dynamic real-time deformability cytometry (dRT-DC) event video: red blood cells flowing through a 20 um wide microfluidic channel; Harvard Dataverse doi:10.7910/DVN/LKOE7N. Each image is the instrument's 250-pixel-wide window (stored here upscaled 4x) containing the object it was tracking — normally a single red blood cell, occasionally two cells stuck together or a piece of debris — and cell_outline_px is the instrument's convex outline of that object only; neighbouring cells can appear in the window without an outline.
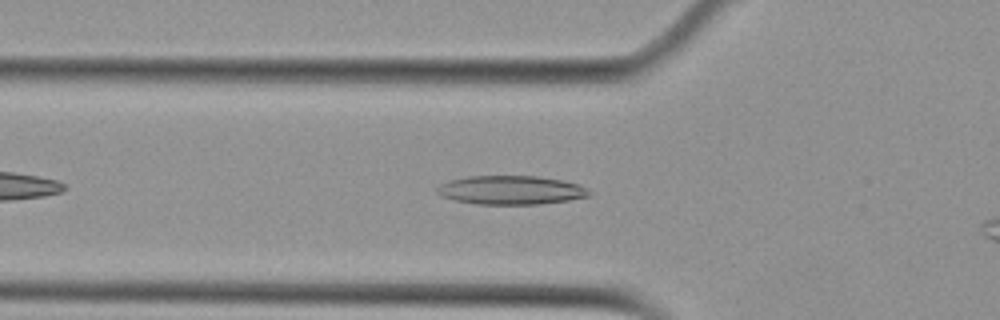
{"species": "Egyptian fruit bat (a non-hibernating species)", "species_latin": "Rousettus aegyptiacus", "temperature_condition": "cold", "stored_images_in_passage": 32, "camera_frame_rate_fps": 3000, "um_per_image_px": 0.085, "animal": {"sex": "female"}, "frame": {"image": 1, "passage_image": 3, "time_ms": 0.667, "image_size_px": [1000, 320], "cell_outline_px": [[592, 192], [588, 196], [568, 200], [540, 204], [476, 204], [456, 200], [440, 196], [436, 192], [436, 188], [440, 184], [448, 180], [468, 176], [536, 176], [560, 180], [580, 184]], "centroid_in_image_um": [43.4, 16.15], "position_along_channel_um": 82.4, "area_um2": 25.55}}
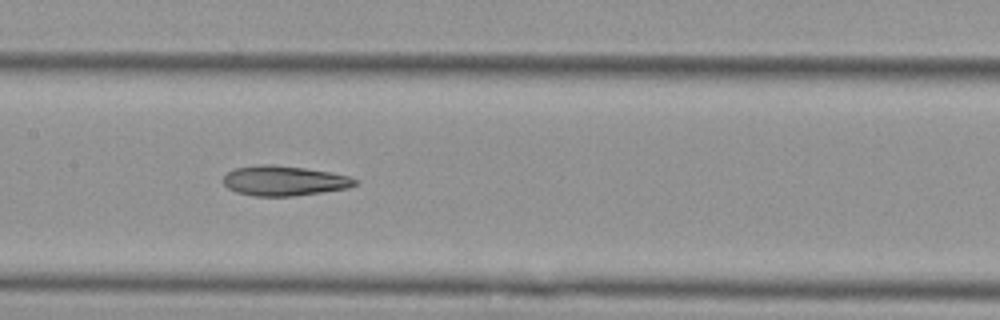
{"frame": {"image": 2, "passage_image": 11, "time_ms": 3.333, "image_size_px": [1000, 320], "cell_outline_px": [[360, 180], [356, 184], [348, 188], [296, 196], [252, 196], [236, 192], [228, 188], [224, 184], [224, 176], [232, 168], [260, 164], [272, 164], [304, 168], [328, 172], [348, 176]], "centroid_in_image_um": [24.13, 15.36], "position_along_channel_um": 183.3, "area_um2": 23.06}}
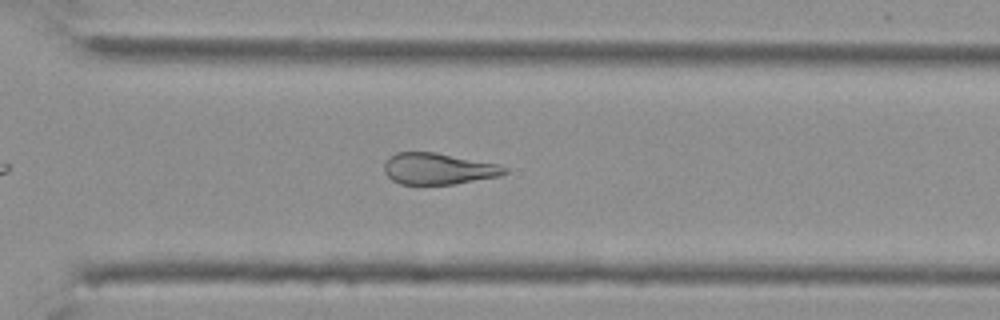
{"frame": {"image": 3, "passage_image": 23, "time_ms": 7.333, "image_size_px": [1000, 320], "cell_outline_px": [[508, 172], [500, 176], [456, 184], [400, 184], [392, 180], [384, 172], [384, 164], [388, 156], [396, 152], [436, 152], [500, 164], [508, 168]], "centroid_in_image_um": [37.27, 14.34], "position_along_channel_um": 333.3, "area_um2": 22.31}}